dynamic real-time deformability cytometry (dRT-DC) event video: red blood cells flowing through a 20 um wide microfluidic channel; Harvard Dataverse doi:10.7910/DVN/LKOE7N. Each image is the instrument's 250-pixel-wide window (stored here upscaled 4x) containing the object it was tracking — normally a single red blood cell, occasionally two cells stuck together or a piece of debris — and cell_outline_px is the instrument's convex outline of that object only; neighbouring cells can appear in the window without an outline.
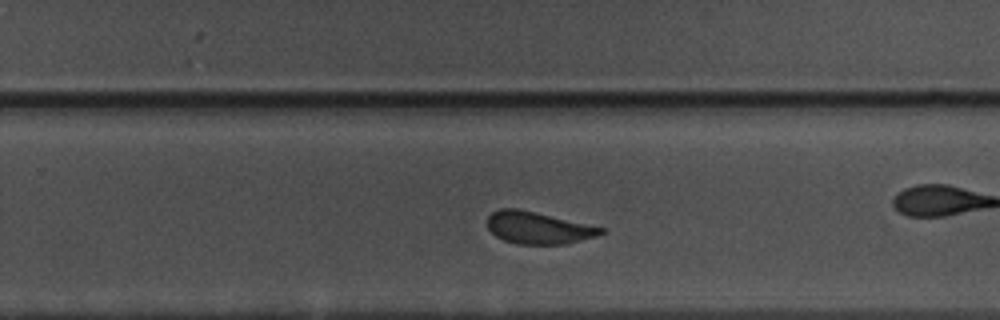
{"species": "common noctule bat (a hibernating species)", "species_latin": "Nyctalus noctula", "temperature_condition": "warm", "stored_images_in_passage": 38, "camera_frame_rate_fps": 3000, "um_per_image_px": 0.085, "animal": {"sex": "male", "body_mass_g": 17.5, "forearm_length_mm": 52.3}, "frame": {"image": 1, "passage_image": 27, "time_ms": 8.667, "image_size_px": [1000, 320], "cell_outline_px": [[604, 232], [596, 236], [568, 244], [516, 244], [504, 240], [496, 236], [488, 228], [488, 216], [492, 212], [500, 208], [516, 208], [536, 212], [604, 228]], "centroid_in_image_um": [45.73, 19.37], "position_along_channel_um": 284.1, "area_um2": 21.1}, "authors_computed_cell_mechanics": {"area_um2": 22.3975, "velocity_mm_per_s": 3.5015, "shape_relaxation_time_tau1_ms": 6.0631, "shape_relaxation_time_tau2_ms": 1.1036, "deformation_change_tau1": 0.1333, "deformation_change_tau2": 0.0637}}